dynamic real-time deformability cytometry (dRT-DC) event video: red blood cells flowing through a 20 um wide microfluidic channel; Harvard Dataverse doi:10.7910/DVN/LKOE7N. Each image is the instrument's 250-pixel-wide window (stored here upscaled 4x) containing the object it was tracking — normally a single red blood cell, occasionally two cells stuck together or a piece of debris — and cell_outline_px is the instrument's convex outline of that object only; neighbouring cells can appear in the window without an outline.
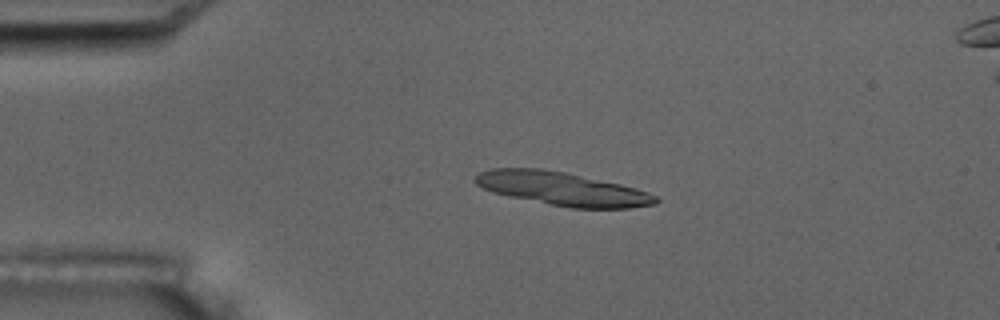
{"species": "common noctule bat (a hibernating species)", "species_latin": "Nyctalus noctula", "temperature_condition": "room temperature", "stored_images_in_passage": 4, "camera_frame_rate_fps": 3000, "um_per_image_px": 0.085, "animal": {"sex": "male", "body_mass_g": 17.5, "forearm_length_mm": 52.3}, "frame": {"image": 1, "passage_image": 2, "time_ms": 1.333, "image_size_px": [1000, 320], "cell_outline_px": [[660, 200], [656, 204], [628, 208], [572, 208], [492, 192], [476, 184], [472, 180], [480, 172], [488, 168], [544, 168], [564, 172], [620, 184], [636, 188], [656, 196]], "centroid_in_image_um": [47.79, 16.03], "position_along_channel_um": 37.2, "area_um2": 34.74}}